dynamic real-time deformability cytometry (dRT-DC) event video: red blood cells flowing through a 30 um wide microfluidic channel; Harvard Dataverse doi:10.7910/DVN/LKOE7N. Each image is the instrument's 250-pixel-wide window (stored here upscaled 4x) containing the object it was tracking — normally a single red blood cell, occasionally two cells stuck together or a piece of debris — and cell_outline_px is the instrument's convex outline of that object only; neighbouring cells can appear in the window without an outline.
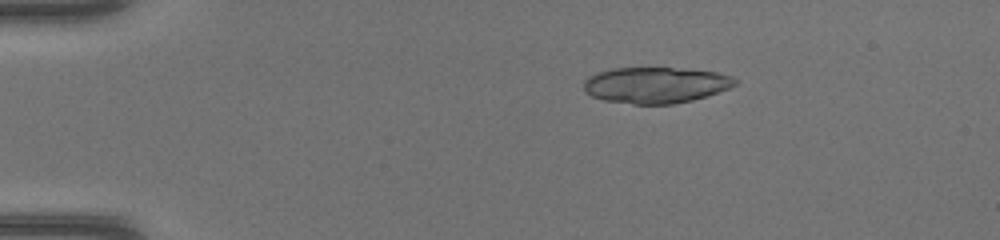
{"species": "common noctule bat (a hibernating species)", "species_latin": "Nyctalus noctula", "temperature_condition": "warm", "stored_images_in_passage": 39, "camera_frame_rate_fps": 3000, "um_per_image_px": 0.085, "animal": {"sex": "female", "body_mass_g": 17.0, "forearm_length_mm": 48.0}, "frame": {"image": 1, "passage_image": 1, "time_ms": 0.0, "image_size_px": [1000, 240], "cell_outline_px": [[736, 84], [728, 88], [692, 100], [672, 104], [632, 104], [604, 100], [592, 96], [584, 92], [584, 80], [588, 76], [596, 72], [612, 68], [672, 68], [716, 72], [732, 76], [736, 80]], "centroid_in_image_um": [55.66, 7.23], "position_along_channel_um": 29.3, "area_um2": 31.62}}
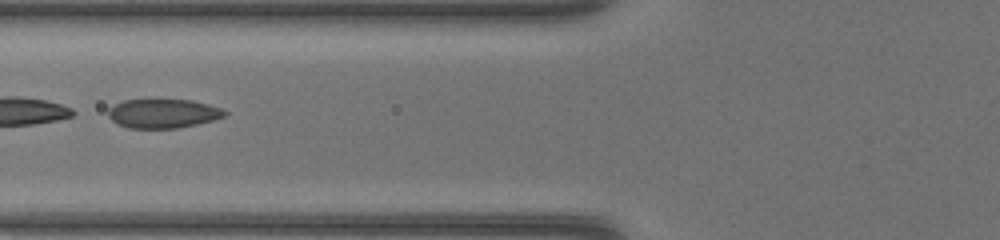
{"frame": {"image": 2, "passage_image": 12, "time_ms": 3.667, "image_size_px": [1000, 240], "cell_outline_px": [[228, 112], [224, 116], [212, 120], [196, 124], [176, 128], [128, 128], [116, 124], [108, 116], [108, 108], [124, 100], [156, 96], [192, 100], [208, 104], [220, 108]], "centroid_in_image_um": [13.81, 9.59], "position_along_channel_um": 112.0, "area_um2": 20.58}}
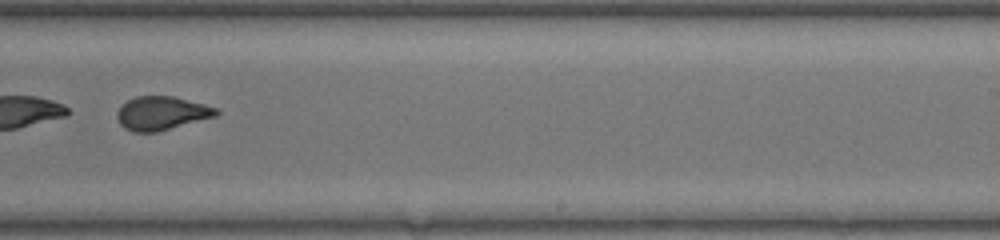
{"frame": {"image": 3, "passage_image": 23, "time_ms": 7.333, "image_size_px": [1000, 240], "cell_outline_px": [[220, 112], [216, 116], [156, 132], [132, 132], [124, 128], [120, 124], [116, 116], [116, 112], [120, 104], [136, 96], [172, 96], [204, 104], [216, 108]], "centroid_in_image_um": [13.68, 9.62], "position_along_channel_um": 275.3, "area_um2": 19.42}}